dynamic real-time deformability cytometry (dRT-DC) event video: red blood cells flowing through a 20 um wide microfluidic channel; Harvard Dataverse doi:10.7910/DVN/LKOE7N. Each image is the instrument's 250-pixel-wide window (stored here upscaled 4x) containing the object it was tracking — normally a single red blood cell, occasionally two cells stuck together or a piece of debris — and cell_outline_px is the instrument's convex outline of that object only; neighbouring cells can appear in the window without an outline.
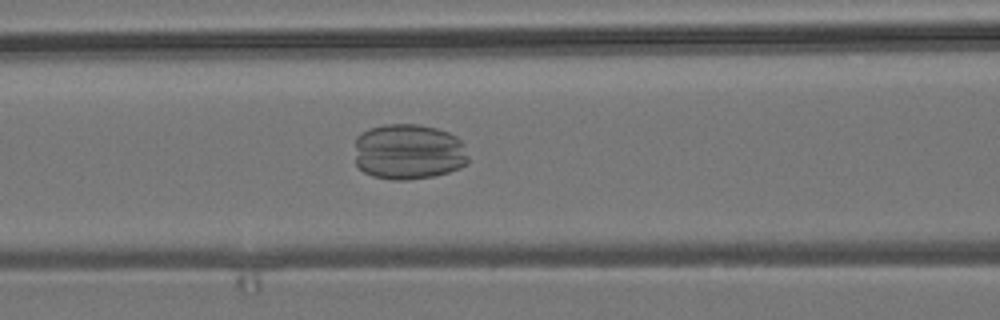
{"species": "common noctule bat (a hibernating species)", "species_latin": "Nyctalus noctula", "temperature_condition": "room temperature", "stored_images_in_passage": 37, "camera_frame_rate_fps": 3000, "um_per_image_px": 0.085, "animal": {"sex": "male", "body_mass_g": 19.2, "forearm_length_mm": 51.8}, "frame": {"image": 1, "passage_image": 12, "time_ms": 3.667, "image_size_px": [1000, 320], "cell_outline_px": [[468, 164], [460, 168], [436, 176], [408, 180], [392, 180], [372, 176], [364, 172], [356, 164], [356, 136], [360, 132], [368, 128], [384, 124], [420, 124], [436, 128], [448, 132], [456, 136], [464, 144], [468, 156]], "centroid_in_image_um": [34.73, 12.9], "position_along_channel_um": 131.9, "area_um2": 37.51}}
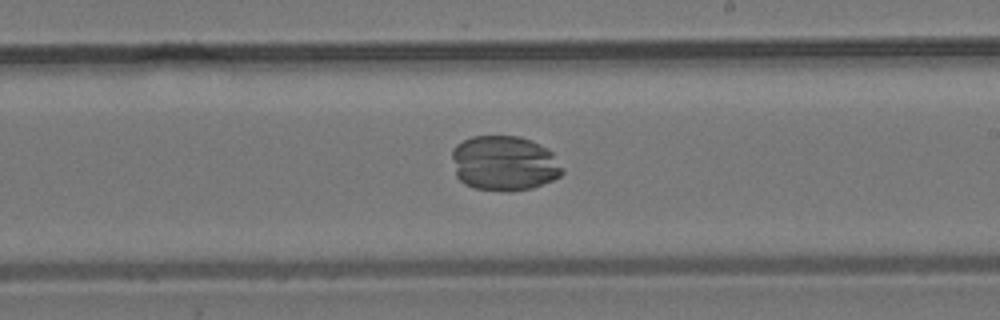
{"frame": {"image": 2, "passage_image": 21, "time_ms": 6.667, "image_size_px": [1000, 320], "cell_outline_px": [[564, 172], [560, 176], [552, 180], [532, 188], [476, 188], [464, 184], [456, 176], [452, 156], [452, 148], [456, 144], [472, 136], [520, 136], [532, 140], [548, 148], [552, 152], [564, 168]], "centroid_in_image_um": [42.87, 13.82], "position_along_channel_um": 246.1, "area_um2": 34.91}}
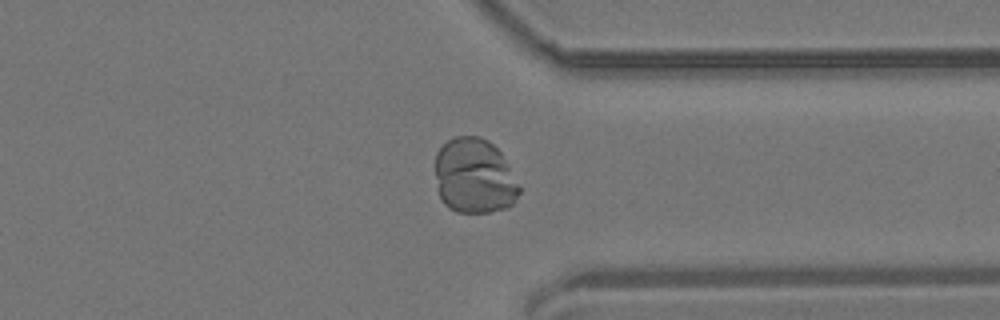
{"frame": {"image": 3, "passage_image": 31, "time_ms": 10.0, "image_size_px": [1000, 320], "cell_outline_px": [[520, 192], [516, 200], [508, 208], [488, 212], [456, 212], [448, 208], [444, 204], [440, 196], [436, 176], [436, 152], [448, 140], [456, 136], [480, 136], [488, 140], [500, 152], [520, 188]], "centroid_in_image_um": [40.31, 14.98], "position_along_channel_um": 371.1, "area_um2": 36.65}}